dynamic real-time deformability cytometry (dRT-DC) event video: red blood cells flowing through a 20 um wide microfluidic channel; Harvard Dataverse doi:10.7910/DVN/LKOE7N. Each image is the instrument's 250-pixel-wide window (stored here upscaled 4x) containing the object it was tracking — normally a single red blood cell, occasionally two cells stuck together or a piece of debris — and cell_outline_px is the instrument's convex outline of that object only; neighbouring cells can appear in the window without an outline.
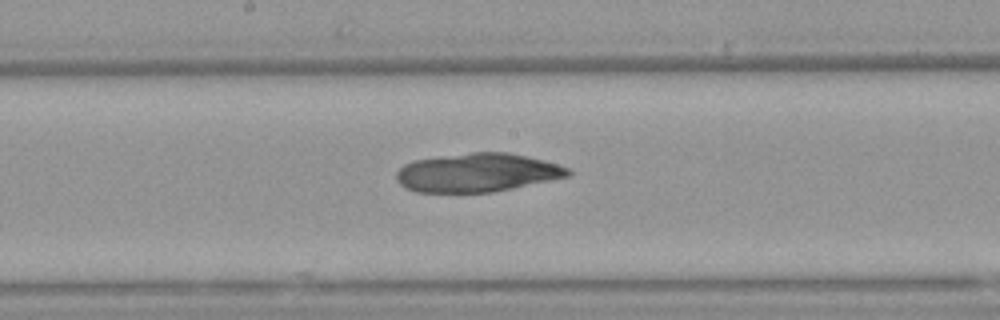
{"species": "Egyptian fruit bat (a non-hibernating species)", "species_latin": "Rousettus aegyptiacus", "temperature_condition": "warm", "stored_images_in_passage": 13, "camera_frame_rate_fps": 3000, "um_per_image_px": 0.085, "animal": {"sex": "female"}, "frame": {"image": 1, "passage_image": 13, "time_ms": 4.0, "image_size_px": [1000, 320], "cell_outline_px": [[572, 176], [492, 192], [416, 192], [404, 188], [396, 180], [396, 172], [404, 164], [416, 160], [440, 156], [472, 152], [508, 152], [544, 160], [568, 168], [572, 172]], "centroid_in_image_um": [40.57, 14.67], "position_along_channel_um": 207.6, "area_um2": 38.67}}